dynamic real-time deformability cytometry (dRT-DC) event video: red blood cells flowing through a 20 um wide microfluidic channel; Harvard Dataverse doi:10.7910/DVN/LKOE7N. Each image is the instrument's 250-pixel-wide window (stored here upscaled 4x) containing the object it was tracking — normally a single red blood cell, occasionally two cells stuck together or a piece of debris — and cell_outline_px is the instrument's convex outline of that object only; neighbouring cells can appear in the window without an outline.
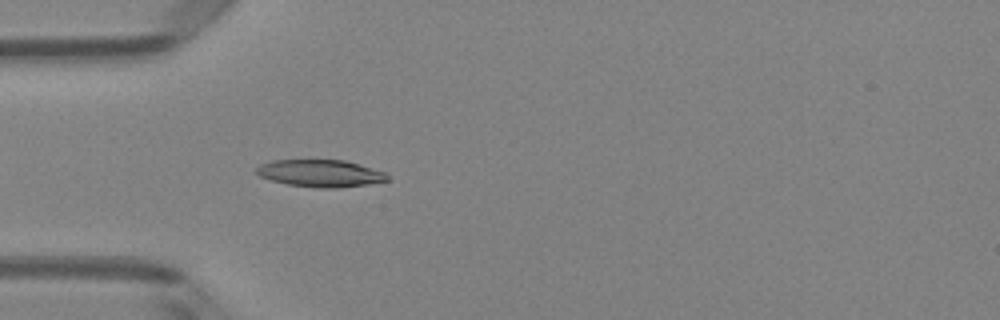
{"species": "Egyptian fruit bat (a non-hibernating species)", "species_latin": "Rousettus aegyptiacus", "temperature_condition": "room temperature", "stored_images_in_passage": 50, "camera_frame_rate_fps": 3000, "um_per_image_px": 0.085, "animal": {"sex": "female"}, "frame": {"image": 1, "passage_image": 15, "time_ms": 4.667, "image_size_px": [1000, 320], "cell_outline_px": [[388, 180], [368, 184], [336, 188], [320, 188], [288, 184], [272, 180], [260, 176], [256, 172], [256, 168], [260, 164], [272, 160], [344, 160], [360, 164], [388, 172]], "centroid_in_image_um": [27.27, 14.72], "position_along_channel_um": 57.7, "area_um2": 20.75}}
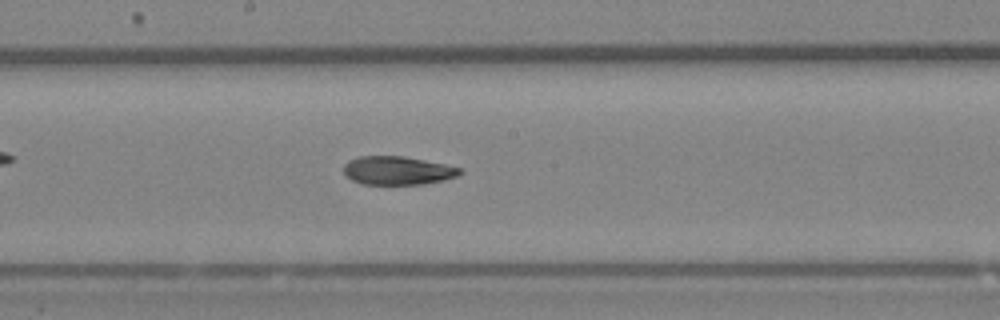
{"frame": {"image": 2, "passage_image": 27, "time_ms": 8.667, "image_size_px": [1000, 320], "cell_outline_px": [[464, 172], [456, 176], [444, 180], [424, 184], [364, 184], [352, 180], [344, 176], [344, 164], [348, 160], [360, 156], [404, 156], [444, 164], [460, 168]], "centroid_in_image_um": [33.77, 14.49], "position_along_channel_um": 214.4, "area_um2": 19.31}}
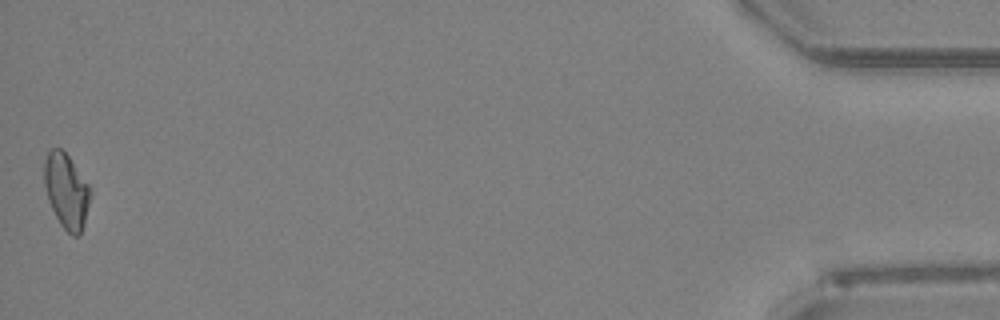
{"frame": {"image": 3, "passage_image": 50, "time_ms": 16.333, "image_size_px": [1000, 320], "cell_outline_px": [[92, 192], [84, 224], [80, 236], [72, 236], [60, 224], [48, 200], [44, 184], [44, 160], [48, 152], [52, 148], [60, 148], [68, 156], [88, 184]], "centroid_in_image_um": [5.64, 16.25], "position_along_channel_um": 429.6, "area_um2": 20.0}, "authors_computed_cell_mechanics": {"area_um2": 20.1722, "velocity_mm_per_s": 4.0355, "shape_relaxation_time_tau1_ms": null, "shape_relaxation_time_tau2_ms": 4.9649, "deformation_change_tau1": null, "deformation_change_tau2": 0.1163}}